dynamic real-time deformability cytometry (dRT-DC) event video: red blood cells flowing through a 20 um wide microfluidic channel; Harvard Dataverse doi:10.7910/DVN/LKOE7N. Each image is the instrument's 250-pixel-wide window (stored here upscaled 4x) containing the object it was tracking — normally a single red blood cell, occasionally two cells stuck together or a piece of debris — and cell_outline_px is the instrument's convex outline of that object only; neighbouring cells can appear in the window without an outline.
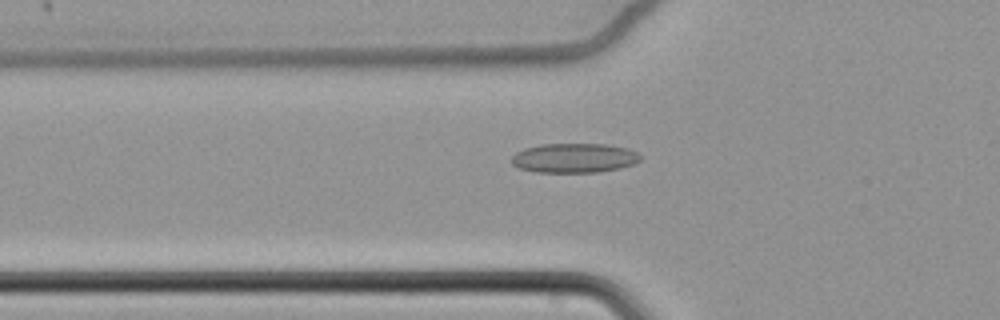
{"species": "common noctule bat (a hibernating species)", "species_latin": "Nyctalus noctula", "temperature_condition": "cold", "stored_images_in_passage": 63, "camera_frame_rate_fps": 3000, "um_per_image_px": 0.085, "animal": {"sex": "female", "body_mass_g": 22.7, "forearm_length_mm": 54.2}, "frame": {"image": 1, "passage_image": 24, "time_ms": 7.667, "image_size_px": [1000, 320], "cell_outline_px": [[640, 160], [632, 164], [620, 168], [600, 172], [536, 172], [516, 168], [508, 160], [516, 152], [524, 148], [540, 144], [604, 144], [628, 148], [636, 152], [640, 156]], "centroid_in_image_um": [48.74, 13.43], "position_along_channel_um": 77.1, "area_um2": 22.31}}
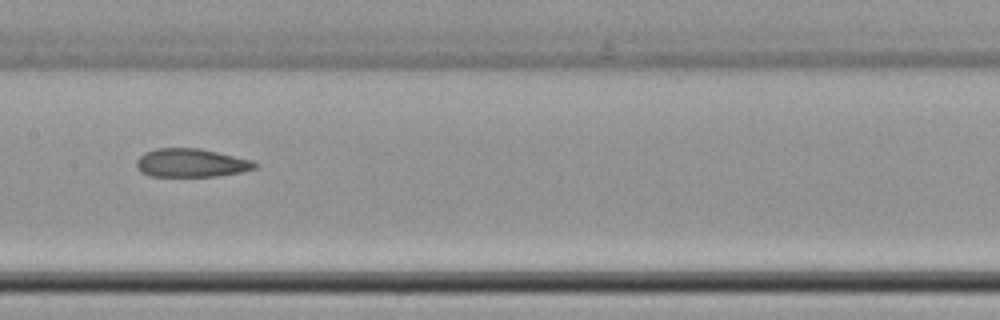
{"frame": {"image": 2, "passage_image": 34, "time_ms": 11.0, "image_size_px": [1000, 320], "cell_outline_px": [[260, 164], [256, 168], [240, 172], [216, 176], [148, 176], [140, 172], [136, 168], [136, 160], [144, 152], [156, 148], [200, 148], [252, 160]], "centroid_in_image_um": [16.22, 13.84], "position_along_channel_um": 191.2, "area_um2": 19.77}}
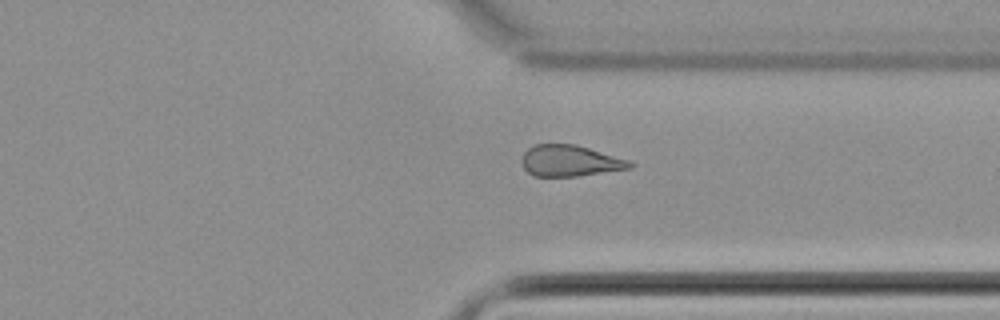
{"frame": {"image": 3, "passage_image": 49, "time_ms": 16.0, "image_size_px": [1000, 320], "cell_outline_px": [[636, 164], [632, 168], [576, 176], [532, 176], [524, 168], [520, 160], [524, 152], [528, 148], [536, 144], [576, 144], [632, 160]], "centroid_in_image_um": [48.48, 13.66], "position_along_channel_um": 362.9, "area_um2": 19.94}, "authors_computed_cell_mechanics": {"area_um2": 21.2704, "velocity_mm_per_s": 3.4301, "shape_relaxation_time_tau1_ms": null, "shape_relaxation_time_tau2_ms": 5.3601, "deformation_change_tau1": null, "deformation_change_tau2": 0.1509}}